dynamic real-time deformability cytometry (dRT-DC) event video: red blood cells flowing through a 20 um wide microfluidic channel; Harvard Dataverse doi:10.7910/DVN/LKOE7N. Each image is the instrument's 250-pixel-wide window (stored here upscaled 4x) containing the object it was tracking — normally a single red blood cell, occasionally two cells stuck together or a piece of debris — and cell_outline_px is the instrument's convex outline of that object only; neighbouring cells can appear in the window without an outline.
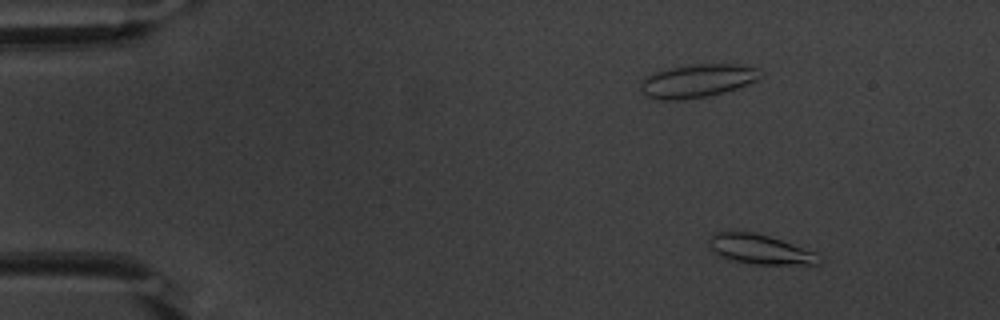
{"species": "common noctule bat (a hibernating species)", "species_latin": "Nyctalus noctula", "temperature_condition": "warm", "stored_images_in_passage": 50, "camera_frame_rate_fps": 3000, "um_per_image_px": 0.085, "animal": {"sex": "male", "body_mass_g": 20.1, "forearm_length_mm": 53.5}, "frame": {"image": 1, "passage_image": 3, "time_ms": 0.667, "image_size_px": [1000, 320], "cell_outline_px": [[824, 260], [820, 264], [752, 264], [732, 260], [712, 252], [708, 244], [708, 240], [716, 232], [756, 232], [816, 252]], "centroid_in_image_um": [64.62, 21.2], "position_along_channel_um": 20.4, "area_um2": 18.9}}
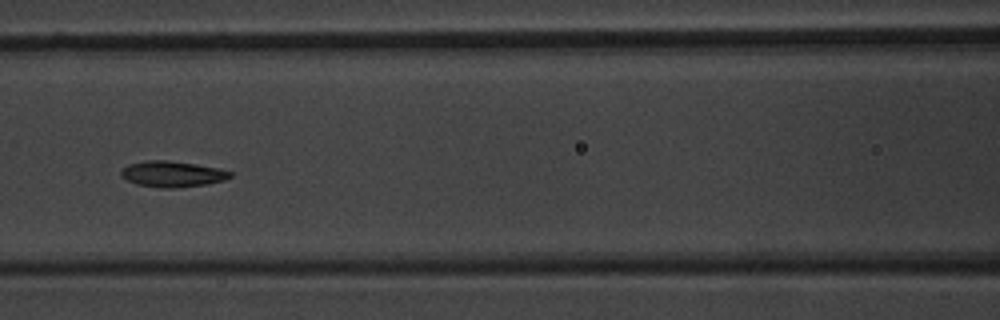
{"frame": {"image": 2, "passage_image": 21, "time_ms": 6.667, "image_size_px": [1000, 320], "cell_outline_px": [[232, 176], [224, 180], [208, 184], [176, 188], [160, 188], [136, 184], [120, 176], [120, 172], [128, 164], [148, 160], [168, 160], [196, 164], [216, 168], [232, 172]], "centroid_in_image_um": [14.64, 14.8], "position_along_channel_um": 152.0, "area_um2": 16.47}}
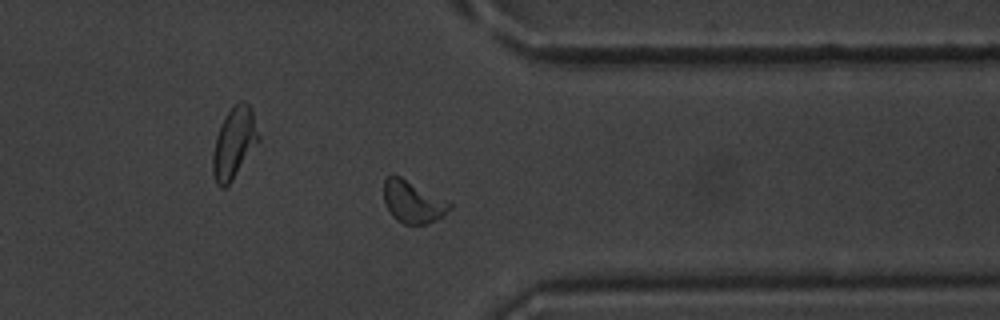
{"frame": {"image": 3, "passage_image": 39, "time_ms": 12.667, "image_size_px": [1000, 320], "cell_outline_px": [[452, 208], [444, 216], [428, 224], [404, 224], [396, 220], [392, 216], [384, 204], [384, 180], [392, 172], [452, 200]], "centroid_in_image_um": [35.14, 17.13], "position_along_channel_um": 376.3, "area_um2": 16.99}, "authors_computed_cell_mechanics": {"area_um2": 16.4152, "velocity_mm_per_s": 3.7991, "shape_relaxation_time_tau1_ms": 1.7156, "shape_relaxation_time_tau2_ms": 1.9617, "deformation_change_tau1": 0.1266, "deformation_change_tau2": 0.0832}}